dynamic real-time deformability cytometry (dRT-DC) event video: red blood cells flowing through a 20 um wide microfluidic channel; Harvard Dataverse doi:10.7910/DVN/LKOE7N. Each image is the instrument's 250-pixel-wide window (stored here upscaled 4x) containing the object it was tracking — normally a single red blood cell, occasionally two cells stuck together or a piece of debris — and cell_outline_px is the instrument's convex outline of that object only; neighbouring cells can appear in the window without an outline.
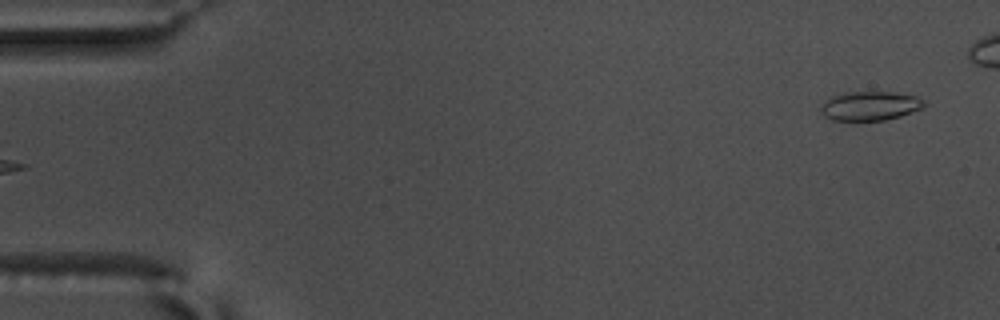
{"species": "common noctule bat (a hibernating species)", "species_latin": "Nyctalus noctula", "temperature_condition": "warm", "stored_images_in_passage": 48, "camera_frame_rate_fps": 3000, "um_per_image_px": 0.085, "animal": {"sex": "male", "body_mass_g": 17.5, "forearm_length_mm": 52.3}, "frame": {"image": 1, "passage_image": 1, "time_ms": 0.0, "image_size_px": [1000, 320], "cell_outline_px": [[924, 108], [900, 116], [884, 120], [832, 120], [824, 116], [820, 108], [820, 104], [832, 96], [840, 92], [892, 92], [916, 96], [924, 100]], "centroid_in_image_um": [73.93, 8.99], "position_along_channel_um": 11.1, "area_um2": 17.57}}
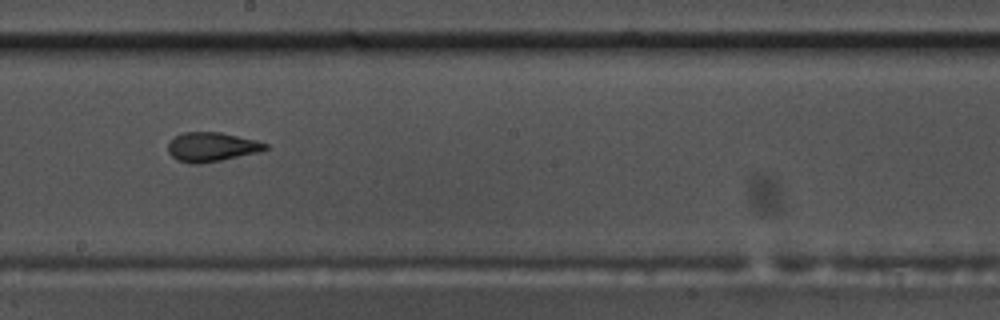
{"frame": {"image": 2, "passage_image": 30, "time_ms": 9.667, "image_size_px": [1000, 320], "cell_outline_px": [[268, 148], [260, 152], [200, 164], [192, 164], [176, 160], [168, 152], [168, 144], [176, 136], [184, 132], [220, 132], [256, 140], [268, 144]], "centroid_in_image_um": [18.0, 12.49], "position_along_channel_um": 230.2, "area_um2": 16.53}}
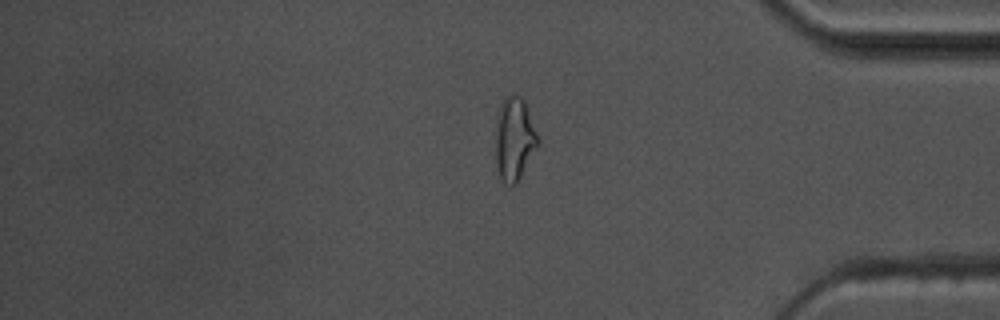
{"frame": {"image": 3, "passage_image": 45, "time_ms": 14.667, "image_size_px": [1000, 320], "cell_outline_px": [[540, 140], [536, 148], [516, 184], [504, 184], [496, 168], [496, 120], [500, 104], [504, 96], [512, 92], [516, 92], [524, 96]], "centroid_in_image_um": [43.72, 11.7], "position_along_channel_um": 391.5, "area_um2": 20.98}}